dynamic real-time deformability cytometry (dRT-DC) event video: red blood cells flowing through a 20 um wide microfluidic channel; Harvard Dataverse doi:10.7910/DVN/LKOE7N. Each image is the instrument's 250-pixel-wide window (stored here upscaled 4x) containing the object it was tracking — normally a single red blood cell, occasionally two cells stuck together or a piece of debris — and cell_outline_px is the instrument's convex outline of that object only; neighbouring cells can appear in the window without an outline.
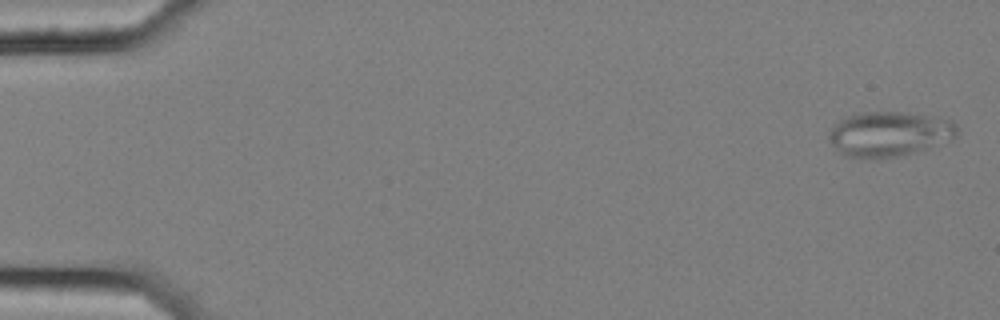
{"species": "common noctule bat (a hibernating species)", "species_latin": "Nyctalus noctula", "temperature_condition": "cold", "stored_images_in_passage": 57, "segment_of_instrument_passage": [1, 2], "camera_frame_rate_fps": 3000, "um_per_image_px": 0.085, "animal": {"sex": "female", "body_mass_g": 25.1}, "frame": {"image": 1, "passage_image": 2, "time_ms": 0.333, "image_size_px": [1000, 320], "cell_outline_px": [[960, 132], [952, 140], [928, 148], [880, 160], [876, 160], [844, 156], [828, 140], [828, 128], [836, 120], [860, 112], [900, 112], [940, 116], [952, 120], [956, 124]], "centroid_in_image_um": [75.57, 11.38], "position_along_channel_um": 9.4, "area_um2": 34.45}}
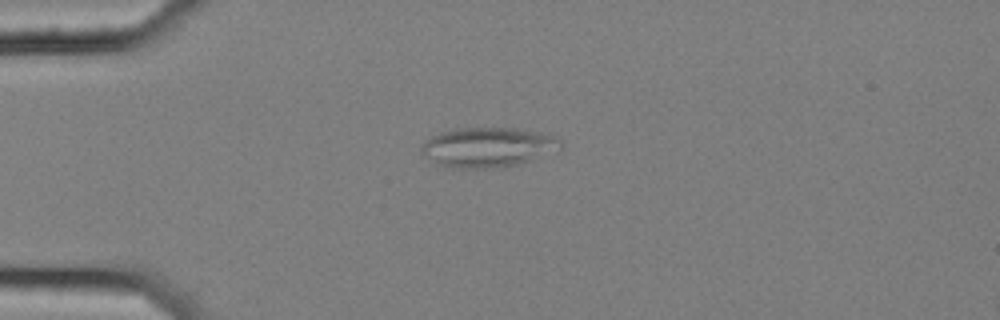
{"frame": {"image": 2, "passage_image": 15, "time_ms": 4.667, "image_size_px": [1000, 320], "cell_outline_px": [[564, 144], [560, 148], [528, 160], [516, 164], [492, 168], [452, 168], [440, 164], [420, 152], [420, 148], [424, 140], [440, 132], [452, 128], [516, 128], [548, 132], [564, 140]], "centroid_in_image_um": [41.49, 12.48], "position_along_channel_um": 43.5, "area_um2": 32.31}}